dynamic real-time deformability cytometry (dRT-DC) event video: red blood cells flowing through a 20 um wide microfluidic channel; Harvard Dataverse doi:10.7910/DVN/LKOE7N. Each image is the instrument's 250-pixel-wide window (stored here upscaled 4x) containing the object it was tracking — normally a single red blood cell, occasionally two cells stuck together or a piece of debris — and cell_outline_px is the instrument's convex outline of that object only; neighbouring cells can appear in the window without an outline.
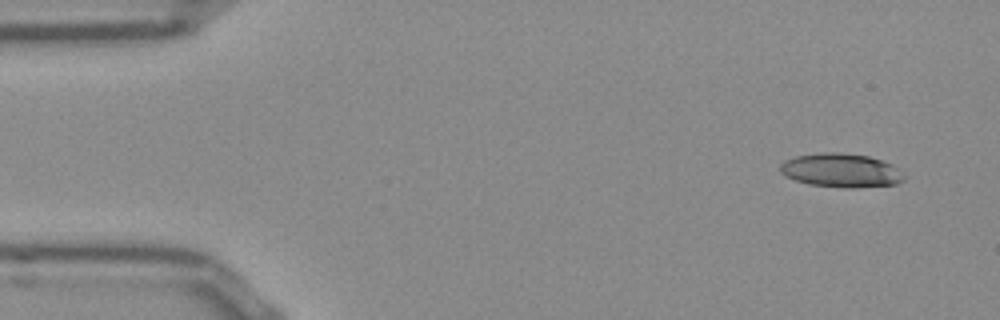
{"species": "Egyptian fruit bat (a non-hibernating species)", "species_latin": "Rousettus aegyptiacus", "temperature_condition": "room temperature", "stored_images_in_passage": 50, "camera_frame_rate_fps": 3000, "um_per_image_px": 0.085, "frame": {"image": 1, "passage_image": 1, "time_ms": 0.0, "image_size_px": [1000, 320], "cell_outline_px": [[904, 180], [896, 184], [852, 188], [848, 188], [808, 184], [784, 176], [780, 172], [780, 164], [784, 160], [796, 156], [820, 152], [840, 152], [868, 156], [892, 164], [900, 168], [904, 176]], "centroid_in_image_um": [71.48, 14.48], "position_along_channel_um": 13.5, "area_um2": 24.57}}
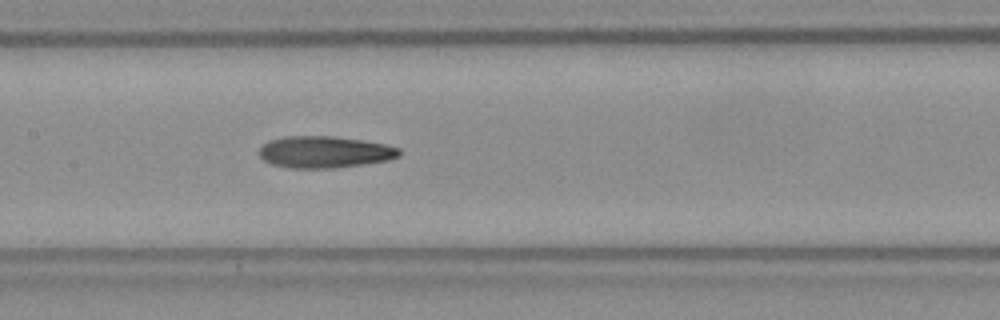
{"frame": {"image": 2, "passage_image": 22, "time_ms": 7.0, "image_size_px": [1000, 320], "cell_outline_px": [[400, 156], [388, 160], [360, 164], [328, 168], [288, 168], [272, 164], [264, 160], [260, 156], [260, 148], [268, 140], [284, 136], [332, 136], [360, 140], [384, 144], [400, 148]], "centroid_in_image_um": [27.56, 12.91], "position_along_channel_um": 179.8, "area_um2": 25.66}}
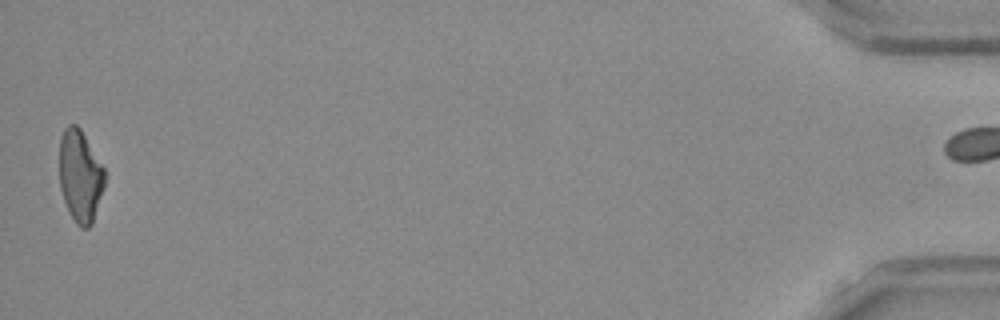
{"frame": {"image": 3, "passage_image": 49, "time_ms": 16.0, "image_size_px": [1000, 320], "cell_outline_px": [[104, 188], [92, 224], [88, 228], [80, 228], [76, 224], [64, 200], [60, 188], [60, 136], [64, 128], [68, 124], [76, 124], [80, 128], [104, 168]], "centroid_in_image_um": [6.81, 14.96], "position_along_channel_um": 428.4, "area_um2": 24.16}, "authors_computed_cell_mechanics": {"area_um2": 25.2586, "velocity_mm_per_s": 3.8717, "shape_relaxation_time_tau1_ms": null, "shape_relaxation_time_tau2_ms": 6.4688, "deformation_change_tau1": null, "deformation_change_tau2": 0.1955}}